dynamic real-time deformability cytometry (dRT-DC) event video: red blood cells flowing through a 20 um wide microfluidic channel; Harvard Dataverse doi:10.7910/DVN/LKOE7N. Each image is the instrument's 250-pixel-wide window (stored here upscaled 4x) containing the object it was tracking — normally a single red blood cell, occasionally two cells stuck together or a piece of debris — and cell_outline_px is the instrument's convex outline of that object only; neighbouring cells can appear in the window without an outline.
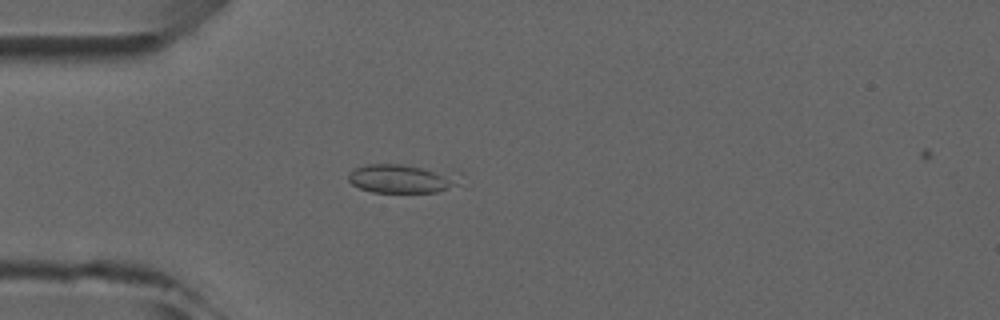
{"species": "common noctule bat (a hibernating species)", "species_latin": "Nyctalus noctula", "temperature_condition": "room temperature", "stored_images_in_passage": 3, "camera_frame_rate_fps": 3000, "um_per_image_px": 0.085, "animal": {"sex": "male", "forearm_length_mm": 52.5}, "frame": {"image": 1, "passage_image": 2, "time_ms": 1.333, "image_size_px": [1000, 320], "cell_outline_px": [[460, 184], [436, 192], [372, 192], [360, 188], [352, 184], [348, 180], [348, 176], [356, 168], [368, 164], [400, 164], [460, 172]], "centroid_in_image_um": [34.23, 15.17], "position_along_channel_um": 50.8, "area_um2": 18.79}}